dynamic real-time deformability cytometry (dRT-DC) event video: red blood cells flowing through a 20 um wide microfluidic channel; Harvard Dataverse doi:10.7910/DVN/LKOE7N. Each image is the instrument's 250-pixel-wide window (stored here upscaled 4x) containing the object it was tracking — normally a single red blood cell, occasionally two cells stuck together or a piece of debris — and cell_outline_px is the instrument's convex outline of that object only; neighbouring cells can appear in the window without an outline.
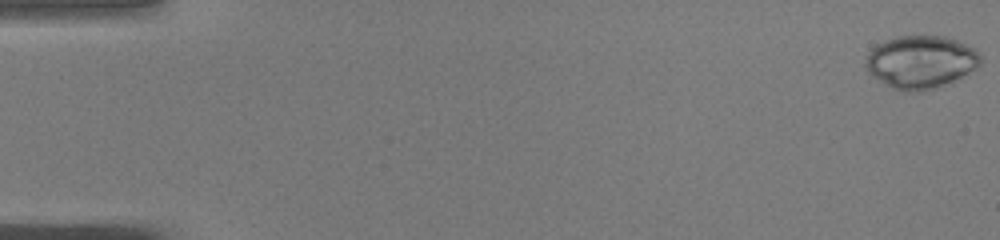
{"species": "common noctule bat (a hibernating species)", "species_latin": "Nyctalus noctula", "temperature_condition": "warm", "stored_images_in_passage": 50, "camera_frame_rate_fps": 3000, "um_per_image_px": 0.085, "animal": {"sex": "male", "body_mass_g": 19.0, "forearm_length_mm": 50.8}, "frame": {"image": 1, "passage_image": 1, "time_ms": 0.0, "image_size_px": [1000, 240], "cell_outline_px": [[980, 64], [952, 84], [920, 92], [904, 92], [892, 88], [872, 76], [868, 72], [864, 64], [868, 52], [876, 44], [896, 36], [944, 36], [956, 40], [976, 48], [980, 56]], "centroid_in_image_um": [78.26, 5.28], "position_along_channel_um": 6.7, "area_um2": 35.84}}
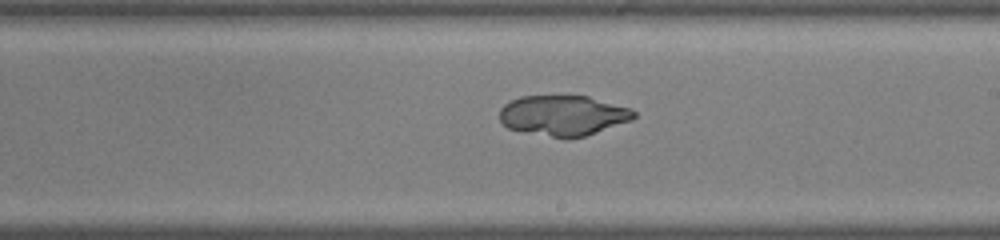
{"frame": {"image": 2, "passage_image": 30, "time_ms": 9.667, "image_size_px": [1000, 240], "cell_outline_px": [[636, 116], [632, 120], [584, 136], [568, 140], [508, 128], [500, 120], [500, 108], [504, 104], [520, 96], [588, 96], [632, 108], [636, 112]], "centroid_in_image_um": [47.89, 9.81], "position_along_channel_um": 241.1, "area_um2": 31.62}}
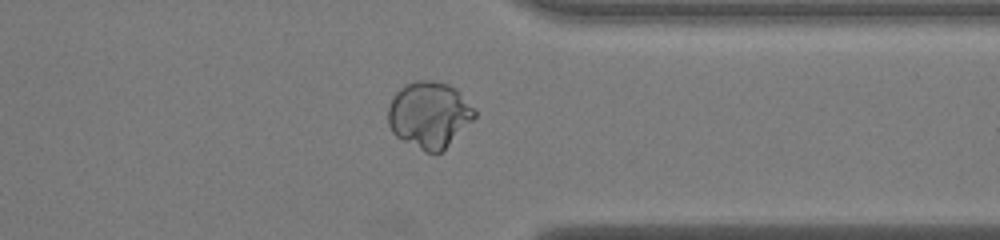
{"frame": {"image": 3, "passage_image": 40, "time_ms": 13.0, "image_size_px": [1000, 240], "cell_outline_px": [[476, 116], [440, 152], [424, 152], [396, 136], [392, 132], [388, 124], [388, 108], [396, 92], [404, 84], [416, 80], [436, 80], [448, 84], [456, 88], [476, 112]], "centroid_in_image_um": [36.45, 9.72], "position_along_channel_um": 374.9, "area_um2": 33.06}}